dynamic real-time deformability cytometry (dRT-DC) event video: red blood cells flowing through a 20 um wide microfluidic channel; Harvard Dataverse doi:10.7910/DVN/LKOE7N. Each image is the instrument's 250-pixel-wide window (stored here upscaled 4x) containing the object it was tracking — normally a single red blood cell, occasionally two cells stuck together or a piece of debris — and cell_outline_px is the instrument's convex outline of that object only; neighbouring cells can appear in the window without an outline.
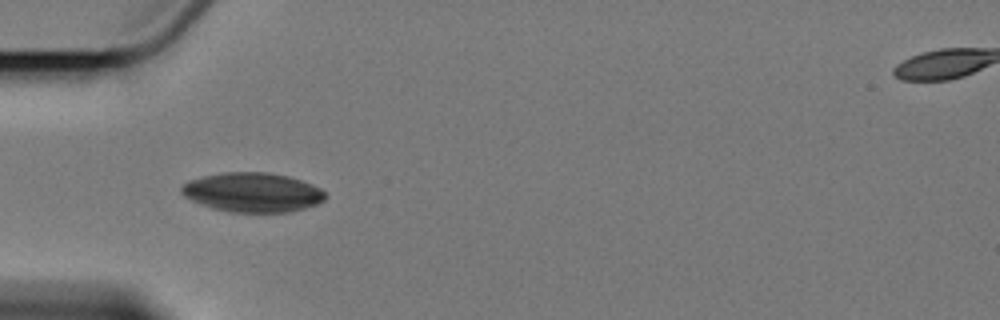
{"species": "Egyptian fruit bat (a non-hibernating species)", "species_latin": "Rousettus aegyptiacus", "temperature_condition": "cold", "stored_images_in_passage": 3, "camera_frame_rate_fps": 3000, "um_per_image_px": 0.085, "animal": {"sex": "female"}, "frame": {"image": 1, "passage_image": 1, "time_ms": 0.0, "image_size_px": [1000, 320], "cell_outline_px": [[328, 196], [324, 200], [316, 204], [304, 208], [288, 212], [228, 212], [212, 208], [200, 204], [184, 196], [180, 192], [180, 188], [188, 180], [220, 172], [268, 172], [288, 176], [312, 184], [320, 188]], "centroid_in_image_um": [21.45, 16.34], "position_along_channel_um": 63.6, "area_um2": 33.12}}
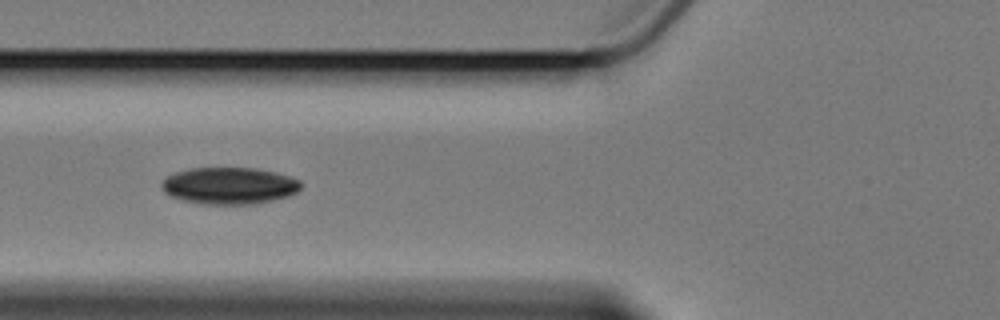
{"frame": {"image": 2, "passage_image": 2, "time_ms": 1.333, "image_size_px": [1000, 320], "cell_outline_px": [[304, 184], [296, 192], [288, 196], [260, 204], [200, 204], [180, 200], [168, 196], [160, 188], [160, 184], [168, 176], [176, 172], [188, 168], [256, 168], [288, 176], [300, 180]], "centroid_in_image_um": [19.46, 15.8], "position_along_channel_um": 106.3, "area_um2": 30.23}}
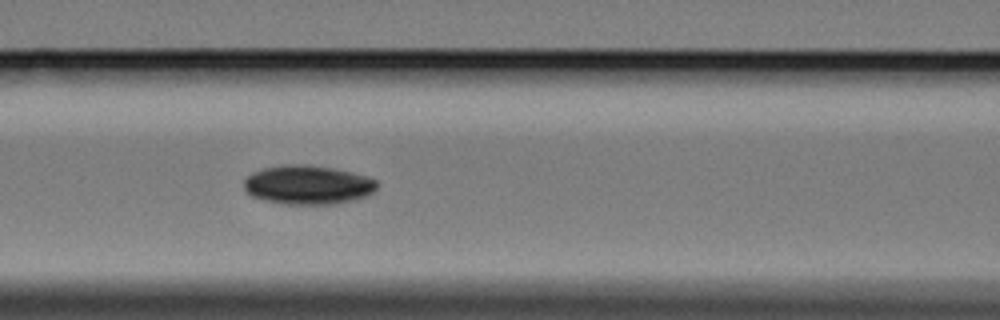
{"frame": {"image": 3, "passage_image": 3, "time_ms": 2.333, "image_size_px": [1000, 320], "cell_outline_px": [[376, 188], [372, 192], [364, 196], [352, 200], [336, 204], [284, 204], [264, 200], [252, 196], [244, 188], [244, 180], [252, 172], [264, 168], [284, 164], [308, 164], [332, 168], [352, 172], [376, 180]], "centroid_in_image_um": [26.13, 15.7], "position_along_channel_um": 140.5, "area_um2": 30.11}}